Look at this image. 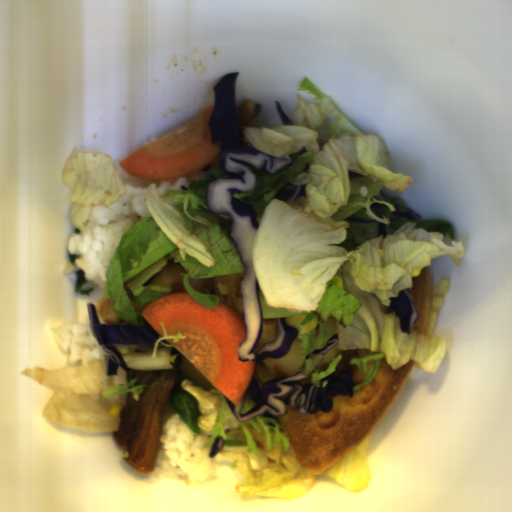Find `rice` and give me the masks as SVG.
I'll return each mask as SVG.
<instances>
[{
    "label": "rice",
    "instance_id": "652b925c",
    "mask_svg": "<svg viewBox=\"0 0 512 512\" xmlns=\"http://www.w3.org/2000/svg\"><path fill=\"white\" fill-rule=\"evenodd\" d=\"M206 172L202 168L178 179L150 180L131 175L122 180L125 194L108 207L95 205L84 223L86 231L74 230L68 238L70 255L77 258L73 264H67L63 275L81 270L85 279L99 289H106L110 261L122 237L131 226L152 216L146 205L147 186L153 183L155 194L161 196L186 189L189 182L198 181Z\"/></svg>",
    "mask_w": 512,
    "mask_h": 512
},
{
    "label": "rice",
    "instance_id": "023b6e5f",
    "mask_svg": "<svg viewBox=\"0 0 512 512\" xmlns=\"http://www.w3.org/2000/svg\"><path fill=\"white\" fill-rule=\"evenodd\" d=\"M211 432L202 429L194 432L170 406L168 394L162 410L156 479L173 477L186 484L201 485L215 480L217 468L215 455L211 457L213 444L207 445Z\"/></svg>",
    "mask_w": 512,
    "mask_h": 512
},
{
    "label": "rice",
    "instance_id": "8eca5e8b",
    "mask_svg": "<svg viewBox=\"0 0 512 512\" xmlns=\"http://www.w3.org/2000/svg\"><path fill=\"white\" fill-rule=\"evenodd\" d=\"M51 328L53 341L66 354L70 367L88 366L91 362L101 361L104 367V374L101 378L99 390L117 384H128V371L121 366L117 368V375H107L106 356L109 352L104 351L92 334L91 327H79L68 320L52 318L47 320Z\"/></svg>",
    "mask_w": 512,
    "mask_h": 512
}]
</instances>
